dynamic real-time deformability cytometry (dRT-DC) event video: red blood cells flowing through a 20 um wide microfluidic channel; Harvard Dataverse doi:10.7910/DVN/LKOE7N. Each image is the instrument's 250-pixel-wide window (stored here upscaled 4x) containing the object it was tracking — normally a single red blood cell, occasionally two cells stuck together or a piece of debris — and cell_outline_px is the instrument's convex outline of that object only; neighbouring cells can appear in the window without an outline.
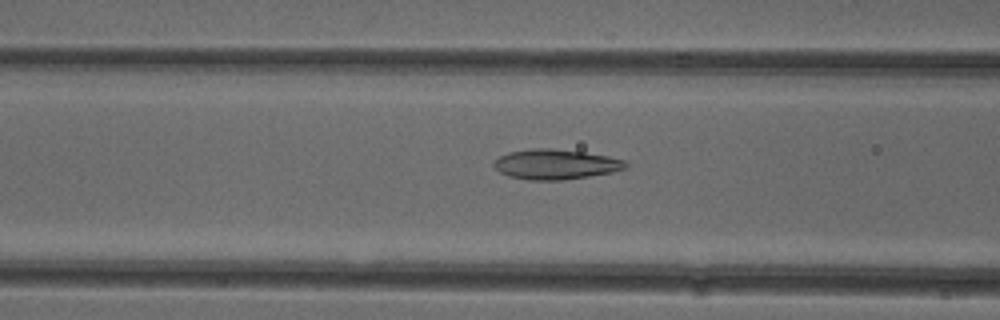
{"species": "common noctule bat (a hibernating species)", "species_latin": "Nyctalus noctula", "temperature_condition": "cold", "stored_images_in_passage": 35, "camera_frame_rate_fps": 3000, "um_per_image_px": 0.085, "animal": {"sex": "female"}, "frame": {"image": 1, "passage_image": 10, "time_ms": 3.0, "image_size_px": [1000, 320], "cell_outline_px": [[628, 168], [612, 172], [564, 180], [528, 180], [508, 176], [500, 172], [492, 164], [500, 156], [508, 152], [532, 148], [552, 148], [584, 152], [608, 156], [628, 160]], "centroid_in_image_um": [47.26, 13.96], "position_along_channel_um": 119.3, "area_um2": 23.24}}
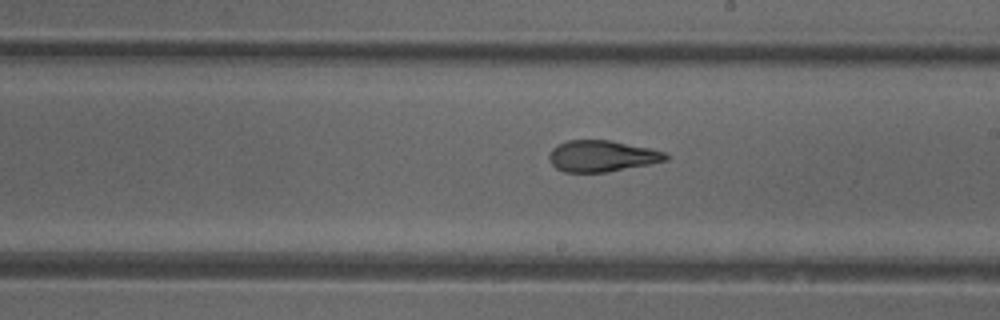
{"frame": {"image": 2, "passage_image": 19, "time_ms": 6.0, "image_size_px": [1000, 320], "cell_outline_px": [[668, 160], [608, 172], [564, 172], [556, 168], [552, 164], [548, 156], [552, 148], [568, 140], [608, 140], [652, 148], [664, 152], [668, 156]], "centroid_in_image_um": [51.16, 13.26], "position_along_channel_um": 237.8, "area_um2": 21.15}}
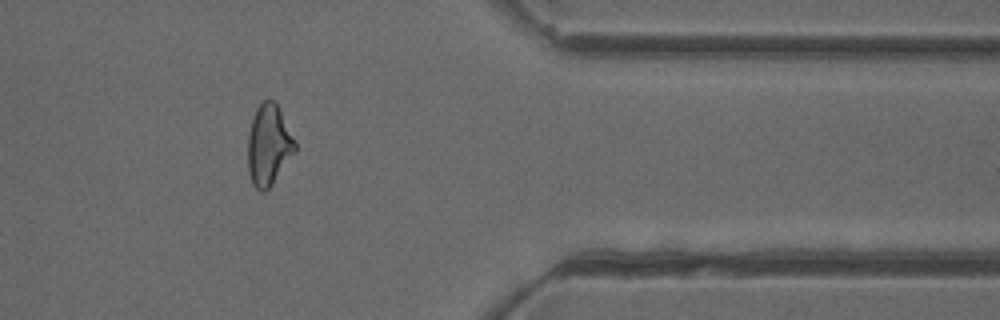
{"frame": {"image": 3, "passage_image": 32, "time_ms": 10.333, "image_size_px": [1000, 320], "cell_outline_px": [[296, 152], [272, 184], [264, 192], [260, 192], [252, 184], [248, 172], [248, 136], [252, 120], [256, 108], [264, 100], [276, 100], [280, 108], [296, 144]], "centroid_in_image_um": [22.84, 12.33], "position_along_channel_um": 388.6, "area_um2": 22.31}, "authors_computed_cell_mechanics": {"area_um2": 22.1952, "velocity_mm_per_s": 3.9435, "shape_relaxation_time_tau1_ms": 6.8639, "shape_relaxation_time_tau2_ms": 1.7935, "deformation_change_tau1": 0.1708, "deformation_change_tau2": 0.097}}